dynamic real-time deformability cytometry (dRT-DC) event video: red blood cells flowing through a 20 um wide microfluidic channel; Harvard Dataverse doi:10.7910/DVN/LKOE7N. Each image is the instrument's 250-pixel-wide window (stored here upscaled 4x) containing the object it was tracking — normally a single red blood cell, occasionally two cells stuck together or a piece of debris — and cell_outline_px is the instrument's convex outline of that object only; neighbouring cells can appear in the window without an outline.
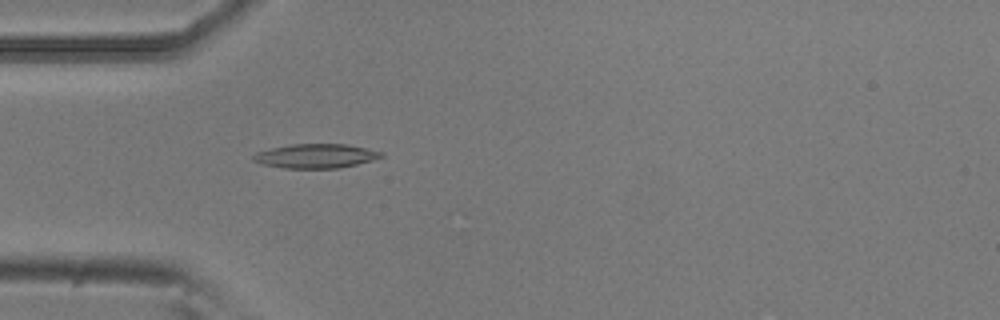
{"species": "common noctule bat (a hibernating species)", "species_latin": "Nyctalus noctula", "temperature_condition": "room temperature", "stored_images_in_passage": 4, "camera_frame_rate_fps": 3000, "um_per_image_px": 0.085, "animal": {"sex": "male", "body_mass_g": 20.5, "forearm_length_mm": 52.5}, "frame": {"image": 1, "passage_image": 4, "time_ms": 1.0, "image_size_px": [1000, 320], "cell_outline_px": [[384, 156], [372, 160], [340, 168], [284, 168], [264, 164], [252, 160], [252, 156], [256, 152], [272, 148], [292, 144], [348, 144], [384, 152]], "centroid_in_image_um": [26.86, 13.25], "position_along_channel_um": 58.1, "area_um2": 17.98}}